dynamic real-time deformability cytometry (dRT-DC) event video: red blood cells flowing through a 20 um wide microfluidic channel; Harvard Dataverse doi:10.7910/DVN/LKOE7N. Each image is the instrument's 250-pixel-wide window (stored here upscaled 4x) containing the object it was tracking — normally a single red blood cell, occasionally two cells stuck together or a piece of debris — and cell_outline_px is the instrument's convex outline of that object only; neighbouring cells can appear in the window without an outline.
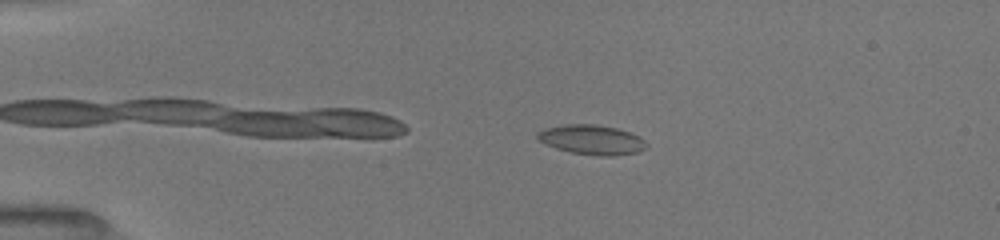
{"species": "common noctule bat (a hibernating species)", "species_latin": "Nyctalus noctula", "temperature_condition": "room temperature", "stored_images_in_passage": 31, "camera_frame_rate_fps": 3000, "um_per_image_px": 0.085, "animal": {"sex": "female", "body_mass_g": 19.5, "forearm_length_mm": 54.1}, "frame": {"image": 1, "passage_image": 3, "time_ms": 1.333, "image_size_px": [1000, 240], "cell_outline_px": [[648, 148], [636, 152], [612, 156], [596, 156], [568, 152], [544, 144], [536, 136], [536, 132], [548, 128], [568, 124], [596, 124], [616, 128], [640, 136], [648, 144]], "centroid_in_image_um": [50.32, 11.89], "position_along_channel_um": 34.7, "area_um2": 18.9}}
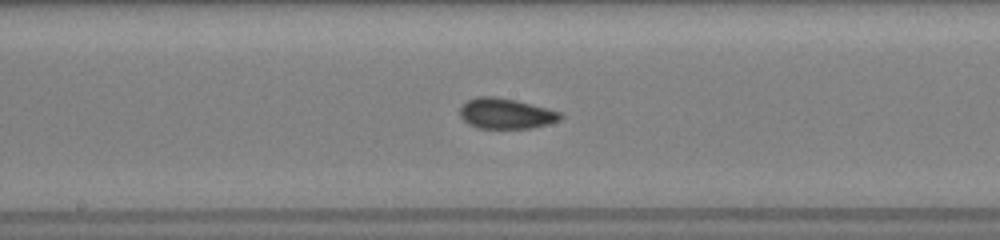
{"frame": {"image": 2, "passage_image": 16, "time_ms": 7.0, "image_size_px": [1000, 240], "cell_outline_px": [[564, 116], [560, 120], [548, 124], [532, 128], [476, 128], [468, 124], [460, 116], [460, 104], [476, 96], [492, 96], [516, 100], [560, 112]], "centroid_in_image_um": [42.97, 9.65], "position_along_channel_um": 205.2, "area_um2": 17.92}}
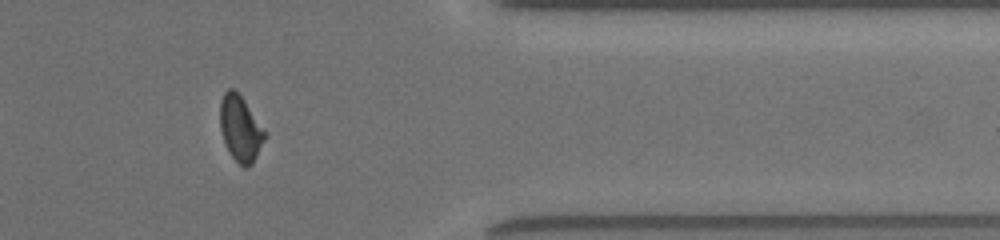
{"frame": {"image": 3, "passage_image": 29, "time_ms": 12.0, "image_size_px": [1000, 240], "cell_outline_px": [[264, 140], [252, 164], [244, 168], [232, 156], [224, 140], [220, 128], [220, 100], [224, 92], [228, 88], [232, 88], [244, 100], [264, 132]], "centroid_in_image_um": [20.39, 10.91], "position_along_channel_um": 391.0, "area_um2": 16.42}, "authors_computed_cell_mechanics": {"area_um2": 17.7446, "velocity_mm_per_s": 4.001, "shape_relaxation_time_tau1_ms": 8.7814, "shape_relaxation_time_tau2_ms": 0.9918, "deformation_change_tau1": 0.1558, "deformation_change_tau2": 0.0477}}